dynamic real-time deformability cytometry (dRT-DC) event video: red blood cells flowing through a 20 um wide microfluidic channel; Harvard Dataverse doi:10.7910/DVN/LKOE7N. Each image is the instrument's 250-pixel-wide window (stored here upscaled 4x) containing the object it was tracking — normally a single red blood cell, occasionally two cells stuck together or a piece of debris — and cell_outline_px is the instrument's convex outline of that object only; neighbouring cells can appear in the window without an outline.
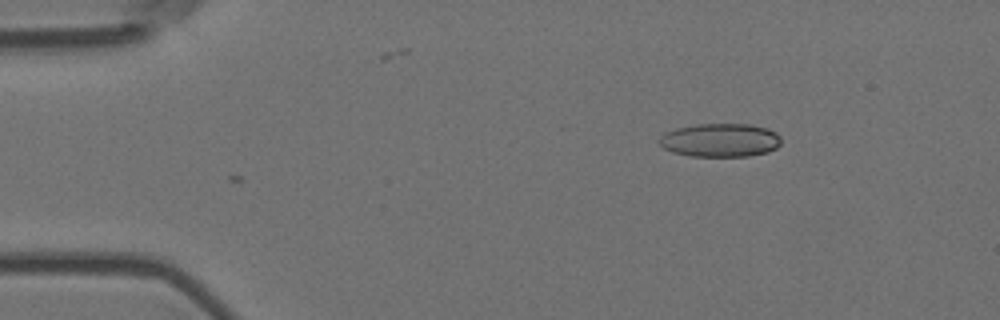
{"species": "Egyptian fruit bat (a non-hibernating species)", "species_latin": "Rousettus aegyptiacus", "temperature_condition": "room temperature", "stored_images_in_passage": 5, "camera_frame_rate_fps": 3000, "um_per_image_px": 0.085, "animal": {"sex": "female"}, "frame": {"image": 1, "passage_image": 5, "time_ms": 1.333, "image_size_px": [1000, 320], "cell_outline_px": [[780, 144], [776, 148], [768, 152], [748, 156], [692, 156], [672, 152], [664, 148], [656, 140], [664, 132], [676, 128], [696, 124], [748, 124], [768, 128], [776, 132], [780, 136]], "centroid_in_image_um": [61.2, 11.91], "position_along_channel_um": 23.8, "area_um2": 23.99}}